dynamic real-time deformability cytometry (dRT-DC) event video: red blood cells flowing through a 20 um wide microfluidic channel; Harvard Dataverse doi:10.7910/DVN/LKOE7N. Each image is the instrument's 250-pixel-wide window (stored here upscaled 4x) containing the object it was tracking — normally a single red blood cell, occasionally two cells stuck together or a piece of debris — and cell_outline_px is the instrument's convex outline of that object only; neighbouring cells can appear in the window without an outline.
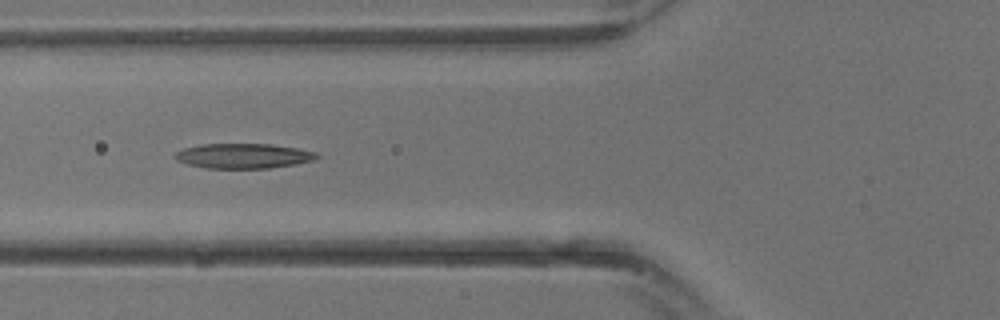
{"species": "common noctule bat (a hibernating species)", "species_latin": "Nyctalus noctula", "temperature_condition": "warm", "stored_images_in_passage": 30, "camera_frame_rate_fps": 3000, "um_per_image_px": 0.085, "animal": {"sex": "male", "body_mass_g": 13.3}, "frame": {"image": 1, "passage_image": 12, "time_ms": 3.667, "image_size_px": [1000, 320], "cell_outline_px": [[320, 156], [312, 160], [296, 164], [268, 168], [204, 168], [188, 164], [176, 160], [172, 156], [176, 152], [184, 148], [200, 144], [272, 144], [296, 148], [316, 152]], "centroid_in_image_um": [20.65, 13.25], "position_along_channel_um": 105.1, "area_um2": 20.58}}
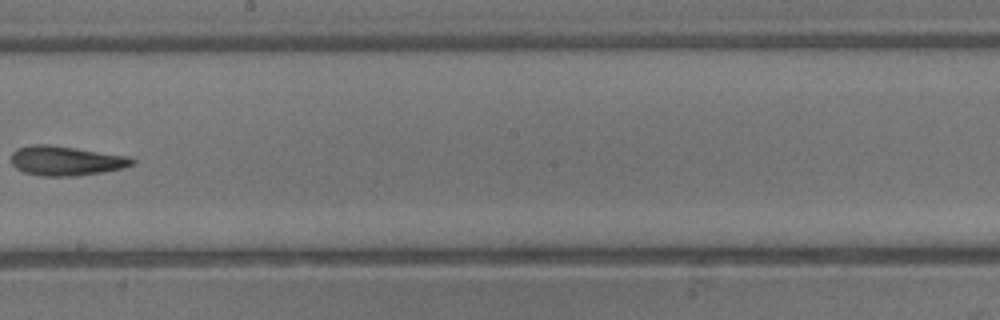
{"frame": {"image": 2, "passage_image": 18, "time_ms": 5.667, "image_size_px": [1000, 320], "cell_outline_px": [[136, 160], [132, 164], [124, 168], [104, 172], [76, 176], [40, 176], [24, 172], [16, 168], [12, 164], [12, 152], [16, 148], [32, 144], [48, 144], [76, 148], [128, 156]], "centroid_in_image_um": [5.59, 13.66], "position_along_channel_um": 242.6, "area_um2": 20.92}}
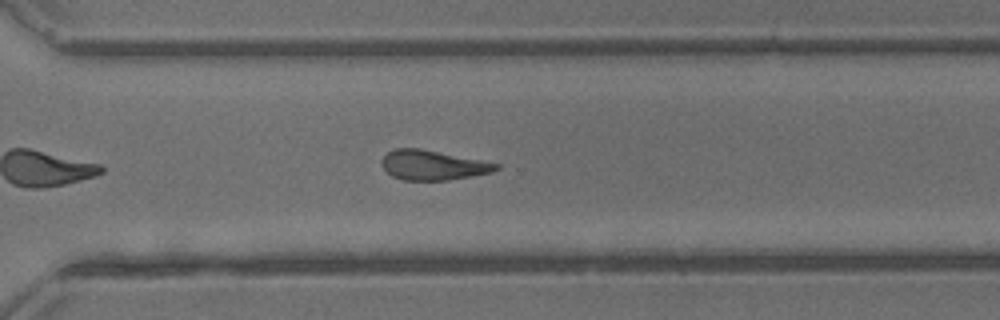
{"frame": {"image": 3, "passage_image": 22, "time_ms": 7.0, "image_size_px": [1000, 320], "cell_outline_px": [[500, 168], [492, 172], [472, 176], [448, 180], [404, 180], [392, 176], [380, 164], [380, 160], [388, 152], [396, 148], [420, 148], [500, 164]], "centroid_in_image_um": [36.77, 14.04], "position_along_channel_um": 333.8, "area_um2": 19.71}}